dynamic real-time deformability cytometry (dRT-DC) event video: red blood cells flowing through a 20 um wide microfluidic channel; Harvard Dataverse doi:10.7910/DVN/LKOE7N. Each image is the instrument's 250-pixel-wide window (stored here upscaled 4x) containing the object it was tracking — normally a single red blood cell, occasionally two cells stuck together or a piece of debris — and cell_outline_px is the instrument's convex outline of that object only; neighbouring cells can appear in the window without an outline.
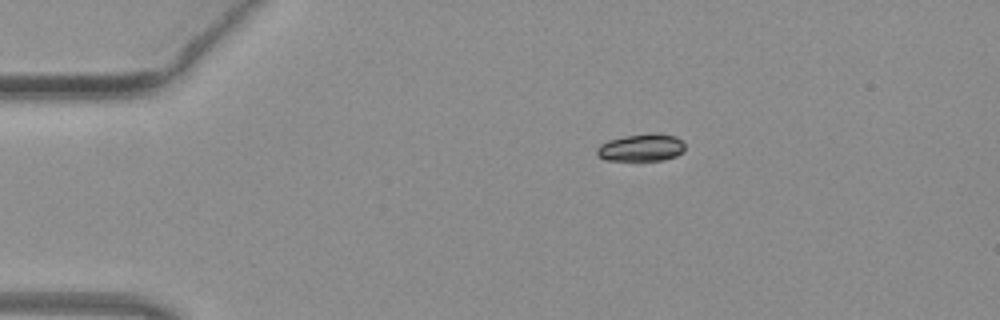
{"species": "common noctule bat (a hibernating species)", "species_latin": "Nyctalus noctula", "temperature_condition": "warm", "stored_images_in_passage": 42, "camera_frame_rate_fps": 3000, "um_per_image_px": 0.085, "animal": {"sex": "female", "body_mass_g": 19.3, "forearm_length_mm": 54.1}, "frame": {"image": 1, "passage_image": 1, "time_ms": 0.0, "image_size_px": [1000, 320], "cell_outline_px": [[684, 152], [676, 156], [664, 160], [604, 160], [596, 156], [596, 148], [600, 144], [608, 140], [624, 136], [652, 132], [656, 132], [676, 136], [684, 144]], "centroid_in_image_um": [54.49, 12.54], "position_along_channel_um": 30.5, "area_um2": 14.33}}
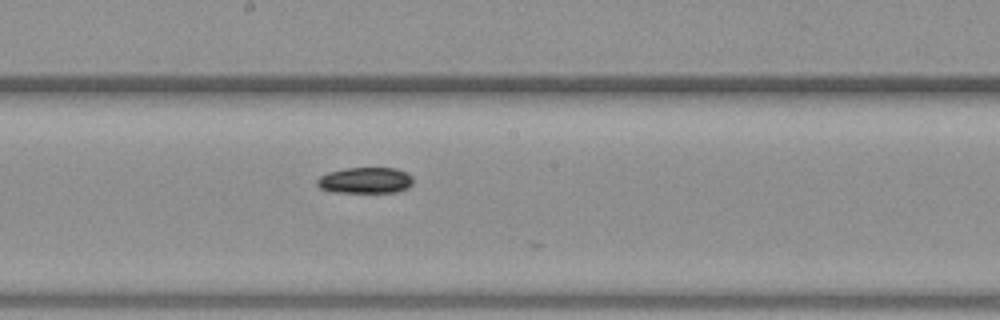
{"frame": {"image": 2, "passage_image": 19, "time_ms": 6.0, "image_size_px": [1000, 320], "cell_outline_px": [[412, 184], [408, 188], [396, 192], [332, 192], [320, 188], [316, 184], [316, 180], [320, 176], [328, 172], [348, 168], [396, 168], [412, 176]], "centroid_in_image_um": [31.03, 15.33], "position_along_channel_um": 217.2, "area_um2": 14.57}}
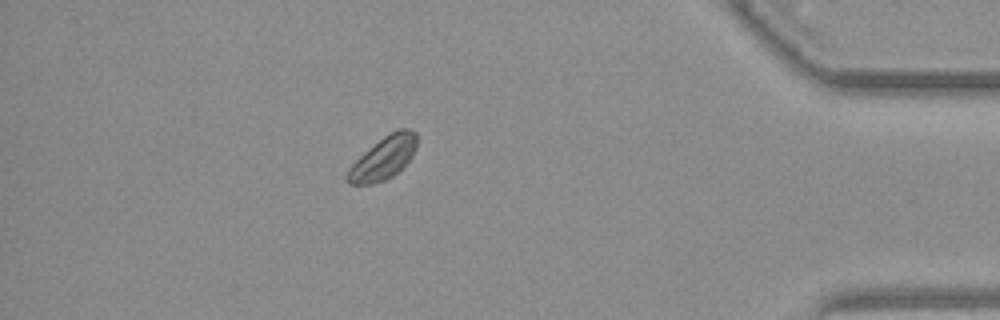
{"frame": {"image": 3, "passage_image": 36, "time_ms": 11.667, "image_size_px": [1000, 320], "cell_outline_px": [[416, 148], [412, 156], [392, 176], [384, 180], [372, 184], [348, 184], [348, 172], [352, 164], [364, 152], [384, 136], [400, 128], [408, 128], [416, 132]], "centroid_in_image_um": [32.61, 13.42], "position_along_channel_um": 402.6, "area_um2": 16.82}}